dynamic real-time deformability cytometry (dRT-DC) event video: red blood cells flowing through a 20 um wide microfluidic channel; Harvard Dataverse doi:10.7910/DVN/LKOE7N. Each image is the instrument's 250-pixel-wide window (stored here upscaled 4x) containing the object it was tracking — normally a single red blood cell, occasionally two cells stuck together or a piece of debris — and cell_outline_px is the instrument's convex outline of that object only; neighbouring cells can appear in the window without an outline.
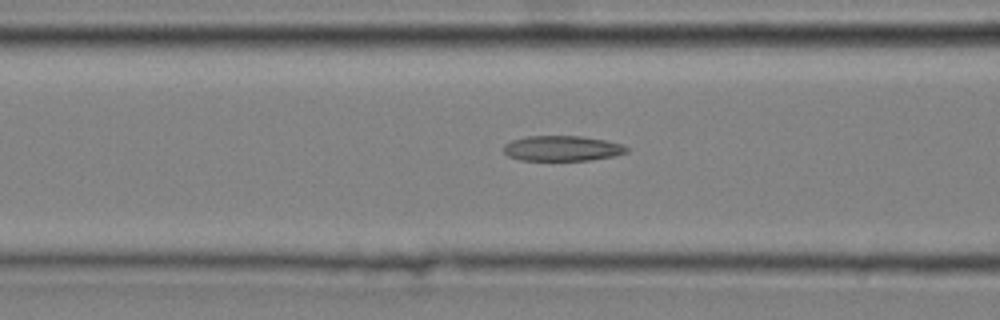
{"species": "common noctule bat (a hibernating species)", "species_latin": "Nyctalus noctula", "temperature_condition": "cold", "stored_images_in_passage": 28, "camera_frame_rate_fps": 3000, "um_per_image_px": 0.085, "animal": {"sex": "male", "body_mass_g": 20.4}, "frame": {"image": 1, "passage_image": 5, "time_ms": 1.333, "image_size_px": [1000, 320], "cell_outline_px": [[628, 152], [612, 156], [588, 160], [520, 160], [508, 156], [504, 152], [504, 144], [512, 140], [528, 136], [580, 136], [604, 140], [620, 144], [628, 148]], "centroid_in_image_um": [47.75, 12.61], "position_along_channel_um": 118.9, "area_um2": 17.92}}
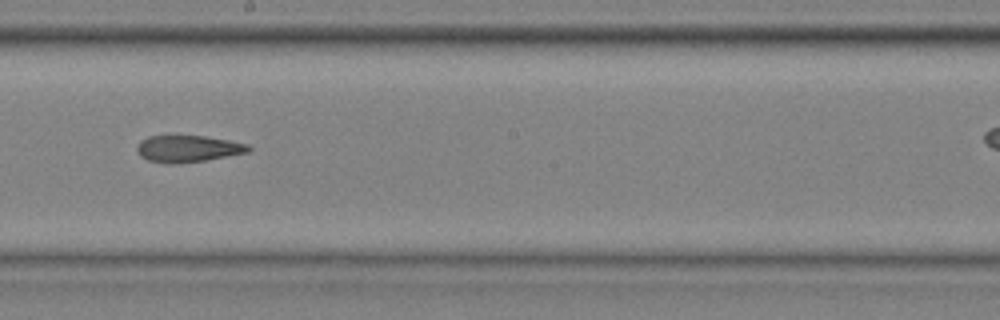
{"frame": {"image": 2, "passage_image": 14, "time_ms": 4.333, "image_size_px": [1000, 320], "cell_outline_px": [[252, 148], [248, 152], [204, 160], [172, 164], [168, 164], [148, 160], [140, 156], [136, 148], [140, 140], [148, 136], [204, 136], [228, 140], [248, 144]], "centroid_in_image_um": [15.95, 12.64], "position_along_channel_um": 232.3, "area_um2": 17.22}}
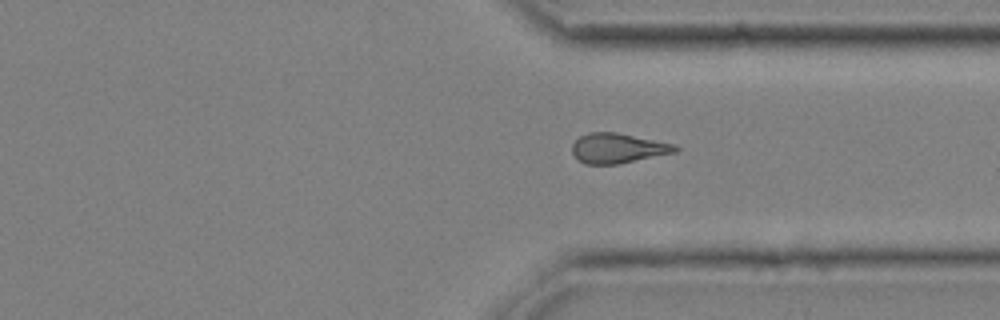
{"frame": {"image": 3, "passage_image": 24, "time_ms": 7.667, "image_size_px": [1000, 320], "cell_outline_px": [[680, 148], [676, 152], [620, 164], [584, 164], [572, 152], [572, 144], [580, 136], [588, 132], [616, 132], [672, 144]], "centroid_in_image_um": [52.5, 12.6], "position_along_channel_um": 358.9, "area_um2": 17.8}}